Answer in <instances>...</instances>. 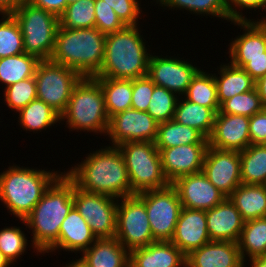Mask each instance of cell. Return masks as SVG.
I'll use <instances>...</instances> for the list:
<instances>
[{
    "label": "cell",
    "mask_w": 266,
    "mask_h": 267,
    "mask_svg": "<svg viewBox=\"0 0 266 267\" xmlns=\"http://www.w3.org/2000/svg\"><path fill=\"white\" fill-rule=\"evenodd\" d=\"M64 174L76 187L116 199L135 195L130 186L125 160L117 146H105Z\"/></svg>",
    "instance_id": "cell-1"
},
{
    "label": "cell",
    "mask_w": 266,
    "mask_h": 267,
    "mask_svg": "<svg viewBox=\"0 0 266 267\" xmlns=\"http://www.w3.org/2000/svg\"><path fill=\"white\" fill-rule=\"evenodd\" d=\"M74 206L73 182L62 172L44 192L31 213L20 220L32 230V248L45 254L57 243L64 219Z\"/></svg>",
    "instance_id": "cell-2"
},
{
    "label": "cell",
    "mask_w": 266,
    "mask_h": 267,
    "mask_svg": "<svg viewBox=\"0 0 266 267\" xmlns=\"http://www.w3.org/2000/svg\"><path fill=\"white\" fill-rule=\"evenodd\" d=\"M106 35L96 27L66 29L58 27L50 61L64 65L82 77H95L104 61Z\"/></svg>",
    "instance_id": "cell-3"
},
{
    "label": "cell",
    "mask_w": 266,
    "mask_h": 267,
    "mask_svg": "<svg viewBox=\"0 0 266 267\" xmlns=\"http://www.w3.org/2000/svg\"><path fill=\"white\" fill-rule=\"evenodd\" d=\"M138 28L126 26L106 35L104 61L95 77L136 79L148 74L151 54Z\"/></svg>",
    "instance_id": "cell-4"
},
{
    "label": "cell",
    "mask_w": 266,
    "mask_h": 267,
    "mask_svg": "<svg viewBox=\"0 0 266 267\" xmlns=\"http://www.w3.org/2000/svg\"><path fill=\"white\" fill-rule=\"evenodd\" d=\"M29 169L12 165L0 173V201L10 214L24 220L44 192L61 175L60 171Z\"/></svg>",
    "instance_id": "cell-5"
},
{
    "label": "cell",
    "mask_w": 266,
    "mask_h": 267,
    "mask_svg": "<svg viewBox=\"0 0 266 267\" xmlns=\"http://www.w3.org/2000/svg\"><path fill=\"white\" fill-rule=\"evenodd\" d=\"M77 132H94L107 136L109 116L100 84L93 77H83L74 87L61 122Z\"/></svg>",
    "instance_id": "cell-6"
},
{
    "label": "cell",
    "mask_w": 266,
    "mask_h": 267,
    "mask_svg": "<svg viewBox=\"0 0 266 267\" xmlns=\"http://www.w3.org/2000/svg\"><path fill=\"white\" fill-rule=\"evenodd\" d=\"M125 160L134 194L170 185L163 172L159 150L152 141H129L117 146Z\"/></svg>",
    "instance_id": "cell-7"
},
{
    "label": "cell",
    "mask_w": 266,
    "mask_h": 267,
    "mask_svg": "<svg viewBox=\"0 0 266 267\" xmlns=\"http://www.w3.org/2000/svg\"><path fill=\"white\" fill-rule=\"evenodd\" d=\"M12 15L22 32L24 53L40 61L49 60L55 46L59 17L29 2L20 6Z\"/></svg>",
    "instance_id": "cell-8"
},
{
    "label": "cell",
    "mask_w": 266,
    "mask_h": 267,
    "mask_svg": "<svg viewBox=\"0 0 266 267\" xmlns=\"http://www.w3.org/2000/svg\"><path fill=\"white\" fill-rule=\"evenodd\" d=\"M37 99L53 108L60 116L65 112L74 87L83 78L64 65L43 60L35 71Z\"/></svg>",
    "instance_id": "cell-9"
},
{
    "label": "cell",
    "mask_w": 266,
    "mask_h": 267,
    "mask_svg": "<svg viewBox=\"0 0 266 267\" xmlns=\"http://www.w3.org/2000/svg\"><path fill=\"white\" fill-rule=\"evenodd\" d=\"M145 204L150 229L155 241H170L182 210L176 188L170 184L161 189L136 194Z\"/></svg>",
    "instance_id": "cell-10"
},
{
    "label": "cell",
    "mask_w": 266,
    "mask_h": 267,
    "mask_svg": "<svg viewBox=\"0 0 266 267\" xmlns=\"http://www.w3.org/2000/svg\"><path fill=\"white\" fill-rule=\"evenodd\" d=\"M115 238L129 252L155 242L145 204L136 194L118 199Z\"/></svg>",
    "instance_id": "cell-11"
},
{
    "label": "cell",
    "mask_w": 266,
    "mask_h": 267,
    "mask_svg": "<svg viewBox=\"0 0 266 267\" xmlns=\"http://www.w3.org/2000/svg\"><path fill=\"white\" fill-rule=\"evenodd\" d=\"M73 201L97 239L115 237L118 199L83 191L73 183Z\"/></svg>",
    "instance_id": "cell-12"
},
{
    "label": "cell",
    "mask_w": 266,
    "mask_h": 267,
    "mask_svg": "<svg viewBox=\"0 0 266 267\" xmlns=\"http://www.w3.org/2000/svg\"><path fill=\"white\" fill-rule=\"evenodd\" d=\"M178 58L151 53L147 76L156 86L164 87L182 97L201 68L189 63L187 59L185 61Z\"/></svg>",
    "instance_id": "cell-13"
},
{
    "label": "cell",
    "mask_w": 266,
    "mask_h": 267,
    "mask_svg": "<svg viewBox=\"0 0 266 267\" xmlns=\"http://www.w3.org/2000/svg\"><path fill=\"white\" fill-rule=\"evenodd\" d=\"M158 124L148 112L130 108L110 118L107 135L112 146L129 141L155 142Z\"/></svg>",
    "instance_id": "cell-14"
},
{
    "label": "cell",
    "mask_w": 266,
    "mask_h": 267,
    "mask_svg": "<svg viewBox=\"0 0 266 267\" xmlns=\"http://www.w3.org/2000/svg\"><path fill=\"white\" fill-rule=\"evenodd\" d=\"M202 172L226 197L240 185V152L220 150L208 145Z\"/></svg>",
    "instance_id": "cell-15"
},
{
    "label": "cell",
    "mask_w": 266,
    "mask_h": 267,
    "mask_svg": "<svg viewBox=\"0 0 266 267\" xmlns=\"http://www.w3.org/2000/svg\"><path fill=\"white\" fill-rule=\"evenodd\" d=\"M172 185L178 192L183 208L209 210L226 198L202 171L182 176Z\"/></svg>",
    "instance_id": "cell-16"
},
{
    "label": "cell",
    "mask_w": 266,
    "mask_h": 267,
    "mask_svg": "<svg viewBox=\"0 0 266 267\" xmlns=\"http://www.w3.org/2000/svg\"><path fill=\"white\" fill-rule=\"evenodd\" d=\"M208 144L220 150H245L251 144L249 117L217 112Z\"/></svg>",
    "instance_id": "cell-17"
},
{
    "label": "cell",
    "mask_w": 266,
    "mask_h": 267,
    "mask_svg": "<svg viewBox=\"0 0 266 267\" xmlns=\"http://www.w3.org/2000/svg\"><path fill=\"white\" fill-rule=\"evenodd\" d=\"M208 145L183 144L159 151L163 172L170 184L182 176L202 171Z\"/></svg>",
    "instance_id": "cell-18"
},
{
    "label": "cell",
    "mask_w": 266,
    "mask_h": 267,
    "mask_svg": "<svg viewBox=\"0 0 266 267\" xmlns=\"http://www.w3.org/2000/svg\"><path fill=\"white\" fill-rule=\"evenodd\" d=\"M170 241L186 256L211 241L206 210L182 208Z\"/></svg>",
    "instance_id": "cell-19"
},
{
    "label": "cell",
    "mask_w": 266,
    "mask_h": 267,
    "mask_svg": "<svg viewBox=\"0 0 266 267\" xmlns=\"http://www.w3.org/2000/svg\"><path fill=\"white\" fill-rule=\"evenodd\" d=\"M206 219L211 241L238 243L245 221L229 197L217 206L206 210Z\"/></svg>",
    "instance_id": "cell-20"
},
{
    "label": "cell",
    "mask_w": 266,
    "mask_h": 267,
    "mask_svg": "<svg viewBox=\"0 0 266 267\" xmlns=\"http://www.w3.org/2000/svg\"><path fill=\"white\" fill-rule=\"evenodd\" d=\"M238 243L209 241L186 256V267H244Z\"/></svg>",
    "instance_id": "cell-21"
},
{
    "label": "cell",
    "mask_w": 266,
    "mask_h": 267,
    "mask_svg": "<svg viewBox=\"0 0 266 267\" xmlns=\"http://www.w3.org/2000/svg\"><path fill=\"white\" fill-rule=\"evenodd\" d=\"M240 26L244 33L232 38L229 58L266 57V20H241L231 24Z\"/></svg>",
    "instance_id": "cell-22"
},
{
    "label": "cell",
    "mask_w": 266,
    "mask_h": 267,
    "mask_svg": "<svg viewBox=\"0 0 266 267\" xmlns=\"http://www.w3.org/2000/svg\"><path fill=\"white\" fill-rule=\"evenodd\" d=\"M96 240L97 238L91 231L87 221L73 206L61 224L57 243L48 253L60 249L66 252L80 253L88 249Z\"/></svg>",
    "instance_id": "cell-23"
},
{
    "label": "cell",
    "mask_w": 266,
    "mask_h": 267,
    "mask_svg": "<svg viewBox=\"0 0 266 267\" xmlns=\"http://www.w3.org/2000/svg\"><path fill=\"white\" fill-rule=\"evenodd\" d=\"M129 267H186V255L171 241H155L130 251Z\"/></svg>",
    "instance_id": "cell-24"
},
{
    "label": "cell",
    "mask_w": 266,
    "mask_h": 267,
    "mask_svg": "<svg viewBox=\"0 0 266 267\" xmlns=\"http://www.w3.org/2000/svg\"><path fill=\"white\" fill-rule=\"evenodd\" d=\"M80 258L88 267H129L130 252L114 237L97 239Z\"/></svg>",
    "instance_id": "cell-25"
},
{
    "label": "cell",
    "mask_w": 266,
    "mask_h": 267,
    "mask_svg": "<svg viewBox=\"0 0 266 267\" xmlns=\"http://www.w3.org/2000/svg\"><path fill=\"white\" fill-rule=\"evenodd\" d=\"M218 74L214 73L220 106L230 98L255 88V80L243 69L230 62L221 64Z\"/></svg>",
    "instance_id": "cell-26"
},
{
    "label": "cell",
    "mask_w": 266,
    "mask_h": 267,
    "mask_svg": "<svg viewBox=\"0 0 266 267\" xmlns=\"http://www.w3.org/2000/svg\"><path fill=\"white\" fill-rule=\"evenodd\" d=\"M244 221L266 217V186L240 184L229 196Z\"/></svg>",
    "instance_id": "cell-27"
},
{
    "label": "cell",
    "mask_w": 266,
    "mask_h": 267,
    "mask_svg": "<svg viewBox=\"0 0 266 267\" xmlns=\"http://www.w3.org/2000/svg\"><path fill=\"white\" fill-rule=\"evenodd\" d=\"M215 117L216 112L213 109L190 102L182 96L177 100L173 119L179 124L198 130L209 139L213 132Z\"/></svg>",
    "instance_id": "cell-28"
},
{
    "label": "cell",
    "mask_w": 266,
    "mask_h": 267,
    "mask_svg": "<svg viewBox=\"0 0 266 267\" xmlns=\"http://www.w3.org/2000/svg\"><path fill=\"white\" fill-rule=\"evenodd\" d=\"M183 144H208V139L198 130L179 124L174 119L158 124L155 146L159 151Z\"/></svg>",
    "instance_id": "cell-29"
},
{
    "label": "cell",
    "mask_w": 266,
    "mask_h": 267,
    "mask_svg": "<svg viewBox=\"0 0 266 267\" xmlns=\"http://www.w3.org/2000/svg\"><path fill=\"white\" fill-rule=\"evenodd\" d=\"M93 78L102 88L109 118L131 108L132 79Z\"/></svg>",
    "instance_id": "cell-30"
},
{
    "label": "cell",
    "mask_w": 266,
    "mask_h": 267,
    "mask_svg": "<svg viewBox=\"0 0 266 267\" xmlns=\"http://www.w3.org/2000/svg\"><path fill=\"white\" fill-rule=\"evenodd\" d=\"M241 182L266 184V144H250L240 152Z\"/></svg>",
    "instance_id": "cell-31"
},
{
    "label": "cell",
    "mask_w": 266,
    "mask_h": 267,
    "mask_svg": "<svg viewBox=\"0 0 266 267\" xmlns=\"http://www.w3.org/2000/svg\"><path fill=\"white\" fill-rule=\"evenodd\" d=\"M19 125L24 130L36 131L45 130L61 123V116L49 105L39 99H34L19 111Z\"/></svg>",
    "instance_id": "cell-32"
},
{
    "label": "cell",
    "mask_w": 266,
    "mask_h": 267,
    "mask_svg": "<svg viewBox=\"0 0 266 267\" xmlns=\"http://www.w3.org/2000/svg\"><path fill=\"white\" fill-rule=\"evenodd\" d=\"M238 246L244 262L266 255V217L244 222Z\"/></svg>",
    "instance_id": "cell-33"
},
{
    "label": "cell",
    "mask_w": 266,
    "mask_h": 267,
    "mask_svg": "<svg viewBox=\"0 0 266 267\" xmlns=\"http://www.w3.org/2000/svg\"><path fill=\"white\" fill-rule=\"evenodd\" d=\"M40 60L30 54L21 53L0 59V83L5 88L21 80L34 77Z\"/></svg>",
    "instance_id": "cell-34"
},
{
    "label": "cell",
    "mask_w": 266,
    "mask_h": 267,
    "mask_svg": "<svg viewBox=\"0 0 266 267\" xmlns=\"http://www.w3.org/2000/svg\"><path fill=\"white\" fill-rule=\"evenodd\" d=\"M155 1V0H153ZM164 9H184L202 16H215L233 22L229 13V0H156ZM166 7V8H165Z\"/></svg>",
    "instance_id": "cell-35"
},
{
    "label": "cell",
    "mask_w": 266,
    "mask_h": 267,
    "mask_svg": "<svg viewBox=\"0 0 266 267\" xmlns=\"http://www.w3.org/2000/svg\"><path fill=\"white\" fill-rule=\"evenodd\" d=\"M184 98L190 102L220 111L214 75L200 70L189 84Z\"/></svg>",
    "instance_id": "cell-36"
},
{
    "label": "cell",
    "mask_w": 266,
    "mask_h": 267,
    "mask_svg": "<svg viewBox=\"0 0 266 267\" xmlns=\"http://www.w3.org/2000/svg\"><path fill=\"white\" fill-rule=\"evenodd\" d=\"M59 26L66 29L95 27V0H78L67 5L59 16Z\"/></svg>",
    "instance_id": "cell-37"
},
{
    "label": "cell",
    "mask_w": 266,
    "mask_h": 267,
    "mask_svg": "<svg viewBox=\"0 0 266 267\" xmlns=\"http://www.w3.org/2000/svg\"><path fill=\"white\" fill-rule=\"evenodd\" d=\"M0 59L24 53L23 36L20 26L12 14H1Z\"/></svg>",
    "instance_id": "cell-38"
},
{
    "label": "cell",
    "mask_w": 266,
    "mask_h": 267,
    "mask_svg": "<svg viewBox=\"0 0 266 267\" xmlns=\"http://www.w3.org/2000/svg\"><path fill=\"white\" fill-rule=\"evenodd\" d=\"M178 95L164 87L155 86L147 112L158 122L172 120L175 114V107Z\"/></svg>",
    "instance_id": "cell-39"
},
{
    "label": "cell",
    "mask_w": 266,
    "mask_h": 267,
    "mask_svg": "<svg viewBox=\"0 0 266 267\" xmlns=\"http://www.w3.org/2000/svg\"><path fill=\"white\" fill-rule=\"evenodd\" d=\"M5 105L19 112L37 98L35 77H30L4 88Z\"/></svg>",
    "instance_id": "cell-40"
},
{
    "label": "cell",
    "mask_w": 266,
    "mask_h": 267,
    "mask_svg": "<svg viewBox=\"0 0 266 267\" xmlns=\"http://www.w3.org/2000/svg\"><path fill=\"white\" fill-rule=\"evenodd\" d=\"M264 109L256 88L235 95L220 106V113L251 117Z\"/></svg>",
    "instance_id": "cell-41"
},
{
    "label": "cell",
    "mask_w": 266,
    "mask_h": 267,
    "mask_svg": "<svg viewBox=\"0 0 266 267\" xmlns=\"http://www.w3.org/2000/svg\"><path fill=\"white\" fill-rule=\"evenodd\" d=\"M20 227L10 226L0 230V251L13 264L26 252L28 240Z\"/></svg>",
    "instance_id": "cell-42"
},
{
    "label": "cell",
    "mask_w": 266,
    "mask_h": 267,
    "mask_svg": "<svg viewBox=\"0 0 266 267\" xmlns=\"http://www.w3.org/2000/svg\"><path fill=\"white\" fill-rule=\"evenodd\" d=\"M95 27L105 35L120 31L126 27L112 7L95 0Z\"/></svg>",
    "instance_id": "cell-43"
},
{
    "label": "cell",
    "mask_w": 266,
    "mask_h": 267,
    "mask_svg": "<svg viewBox=\"0 0 266 267\" xmlns=\"http://www.w3.org/2000/svg\"><path fill=\"white\" fill-rule=\"evenodd\" d=\"M104 4L112 7L116 15L126 26H137L142 13L138 0H103Z\"/></svg>",
    "instance_id": "cell-44"
},
{
    "label": "cell",
    "mask_w": 266,
    "mask_h": 267,
    "mask_svg": "<svg viewBox=\"0 0 266 267\" xmlns=\"http://www.w3.org/2000/svg\"><path fill=\"white\" fill-rule=\"evenodd\" d=\"M156 85L146 75L144 77L132 79V101L131 108L147 112L151 95Z\"/></svg>",
    "instance_id": "cell-45"
},
{
    "label": "cell",
    "mask_w": 266,
    "mask_h": 267,
    "mask_svg": "<svg viewBox=\"0 0 266 267\" xmlns=\"http://www.w3.org/2000/svg\"><path fill=\"white\" fill-rule=\"evenodd\" d=\"M243 8H246V10L254 9L255 11L262 8V10L266 11V0H229V13L234 21L253 20L248 19L242 15V12H239ZM257 20H266V16H262V19Z\"/></svg>",
    "instance_id": "cell-46"
},
{
    "label": "cell",
    "mask_w": 266,
    "mask_h": 267,
    "mask_svg": "<svg viewBox=\"0 0 266 267\" xmlns=\"http://www.w3.org/2000/svg\"><path fill=\"white\" fill-rule=\"evenodd\" d=\"M230 59L232 65L243 68L255 81L266 74V57Z\"/></svg>",
    "instance_id": "cell-47"
},
{
    "label": "cell",
    "mask_w": 266,
    "mask_h": 267,
    "mask_svg": "<svg viewBox=\"0 0 266 267\" xmlns=\"http://www.w3.org/2000/svg\"><path fill=\"white\" fill-rule=\"evenodd\" d=\"M249 135L251 144H266V111L249 117Z\"/></svg>",
    "instance_id": "cell-48"
},
{
    "label": "cell",
    "mask_w": 266,
    "mask_h": 267,
    "mask_svg": "<svg viewBox=\"0 0 266 267\" xmlns=\"http://www.w3.org/2000/svg\"><path fill=\"white\" fill-rule=\"evenodd\" d=\"M30 4L35 7L52 12L56 16H60L67 7L66 0H29Z\"/></svg>",
    "instance_id": "cell-49"
},
{
    "label": "cell",
    "mask_w": 266,
    "mask_h": 267,
    "mask_svg": "<svg viewBox=\"0 0 266 267\" xmlns=\"http://www.w3.org/2000/svg\"><path fill=\"white\" fill-rule=\"evenodd\" d=\"M29 0H0V15L1 14H12L24 3Z\"/></svg>",
    "instance_id": "cell-50"
},
{
    "label": "cell",
    "mask_w": 266,
    "mask_h": 267,
    "mask_svg": "<svg viewBox=\"0 0 266 267\" xmlns=\"http://www.w3.org/2000/svg\"><path fill=\"white\" fill-rule=\"evenodd\" d=\"M255 88L261 98L263 107L266 108V74L255 81Z\"/></svg>",
    "instance_id": "cell-51"
},
{
    "label": "cell",
    "mask_w": 266,
    "mask_h": 267,
    "mask_svg": "<svg viewBox=\"0 0 266 267\" xmlns=\"http://www.w3.org/2000/svg\"><path fill=\"white\" fill-rule=\"evenodd\" d=\"M251 267H266V255L249 259Z\"/></svg>",
    "instance_id": "cell-52"
},
{
    "label": "cell",
    "mask_w": 266,
    "mask_h": 267,
    "mask_svg": "<svg viewBox=\"0 0 266 267\" xmlns=\"http://www.w3.org/2000/svg\"><path fill=\"white\" fill-rule=\"evenodd\" d=\"M64 267H88L85 262L79 258V259H76V260H72V262L66 264V266Z\"/></svg>",
    "instance_id": "cell-53"
},
{
    "label": "cell",
    "mask_w": 266,
    "mask_h": 267,
    "mask_svg": "<svg viewBox=\"0 0 266 267\" xmlns=\"http://www.w3.org/2000/svg\"><path fill=\"white\" fill-rule=\"evenodd\" d=\"M11 263L7 260L4 254L0 251V267H10Z\"/></svg>",
    "instance_id": "cell-54"
},
{
    "label": "cell",
    "mask_w": 266,
    "mask_h": 267,
    "mask_svg": "<svg viewBox=\"0 0 266 267\" xmlns=\"http://www.w3.org/2000/svg\"><path fill=\"white\" fill-rule=\"evenodd\" d=\"M66 1H67V5H69V4L74 3V2H76L78 0H66Z\"/></svg>",
    "instance_id": "cell-55"
}]
</instances>
